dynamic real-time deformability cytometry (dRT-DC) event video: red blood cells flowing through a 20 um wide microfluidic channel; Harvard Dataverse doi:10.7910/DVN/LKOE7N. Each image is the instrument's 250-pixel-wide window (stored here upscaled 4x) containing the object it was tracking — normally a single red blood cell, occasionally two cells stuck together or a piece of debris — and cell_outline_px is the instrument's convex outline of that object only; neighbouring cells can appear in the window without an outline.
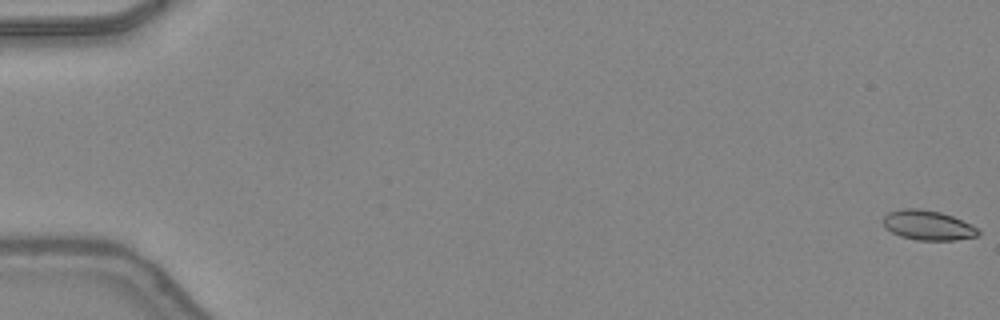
{"species": "common noctule bat (a hibernating species)", "species_latin": "Nyctalus noctula", "temperature_condition": "warm", "stored_images_in_passage": 49, "camera_frame_rate_fps": 3000, "um_per_image_px": 0.085, "animal": {"sex": "female", "body_mass_g": 24.6, "forearm_length_mm": 56.2}, "frame": {"image": 1, "passage_image": 1, "time_ms": 0.0, "image_size_px": [1000, 320], "cell_outline_px": [[980, 236], [956, 240], [916, 240], [900, 236], [884, 228], [884, 216], [888, 212], [904, 208], [920, 208], [940, 212], [952, 216], [976, 228], [980, 232]], "centroid_in_image_um": [78.85, 19.15], "position_along_channel_um": 6.2, "area_um2": 16.42}}
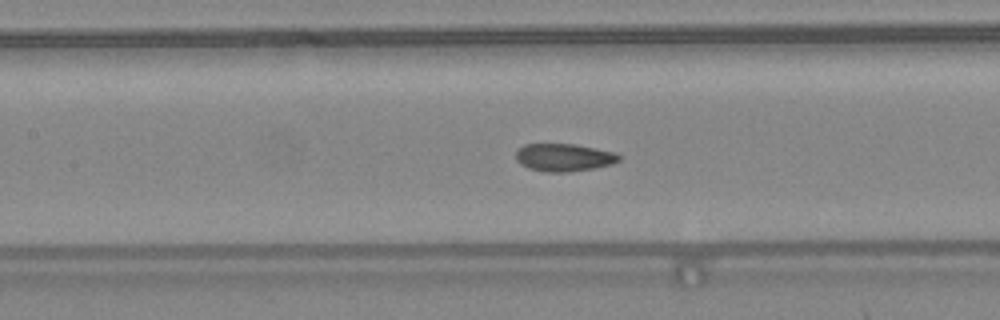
{"frame": {"image": 2, "passage_image": 24, "time_ms": 7.667, "image_size_px": [1000, 320], "cell_outline_px": [[620, 160], [612, 164], [596, 168], [568, 172], [544, 172], [528, 168], [520, 164], [516, 160], [516, 148], [524, 144], [576, 144], [616, 152], [620, 156]], "centroid_in_image_um": [47.92, 13.38], "position_along_channel_um": 159.5, "area_um2": 16.94}}
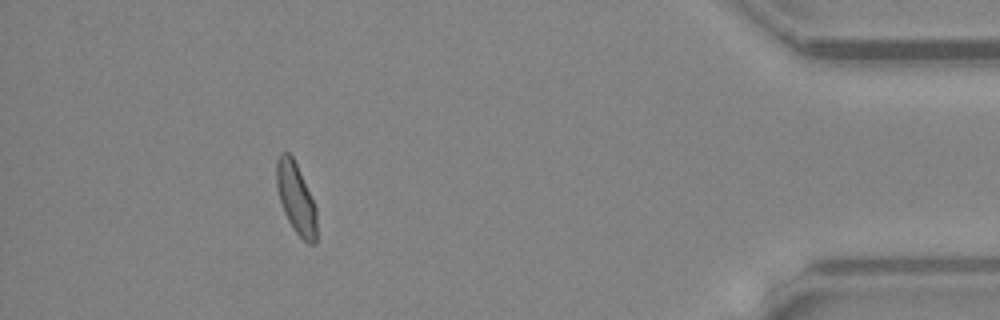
{"frame": {"image": 3, "passage_image": 45, "time_ms": 14.667, "image_size_px": [1000, 320], "cell_outline_px": [[316, 244], [308, 244], [296, 232], [288, 220], [284, 212], [276, 188], [276, 160], [280, 152], [288, 152], [292, 156], [316, 204]], "centroid_in_image_um": [25.16, 16.83], "position_along_channel_um": 410.0, "area_um2": 16.65}, "authors_computed_cell_mechanics": {"area_um2": 16.8776, "velocity_mm_per_s": 4.3457, "shape_relaxation_time_tau1_ms": null, "shape_relaxation_time_tau2_ms": 0.6779, "deformation_change_tau1": null, "deformation_change_tau2": 0.0465}}